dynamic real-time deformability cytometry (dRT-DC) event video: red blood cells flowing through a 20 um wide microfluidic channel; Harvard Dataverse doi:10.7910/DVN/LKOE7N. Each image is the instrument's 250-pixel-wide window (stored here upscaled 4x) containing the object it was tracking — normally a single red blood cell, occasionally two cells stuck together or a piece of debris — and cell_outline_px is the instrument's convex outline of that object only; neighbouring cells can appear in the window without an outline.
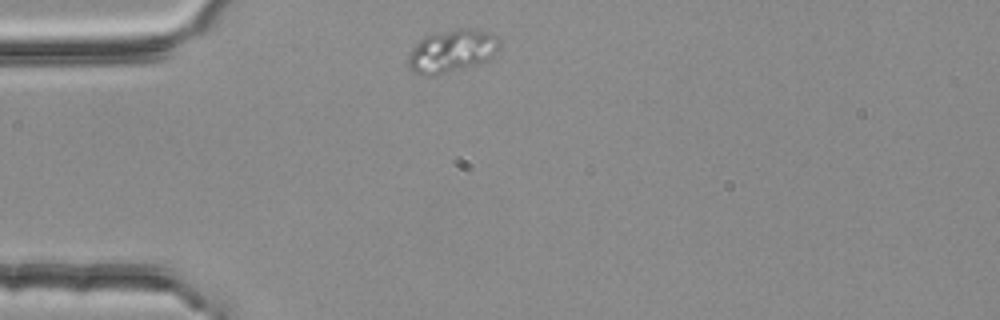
{"species": "common noctule bat (a hibernating species)", "species_latin": "Nyctalus noctula", "temperature_condition": "room temperature", "stored_images_in_passage": 1, "camera_frame_rate_fps": 3000, "um_per_image_px": 0.085, "animal": {"sex": "female", "body_mass_g": 25.1}, "frame": {"image": 1, "passage_image": 1, "time_ms": 0.0, "image_size_px": [1000, 320], "cell_outline_px": [[500, 44], [496, 52], [488, 60], [480, 64], [436, 76], [424, 76], [412, 72], [408, 68], [408, 56], [412, 48], [424, 36], [456, 28], [480, 28], [500, 36]], "centroid_in_image_um": [38.44, 4.34], "position_along_channel_um": 46.6, "area_um2": 23.47}}